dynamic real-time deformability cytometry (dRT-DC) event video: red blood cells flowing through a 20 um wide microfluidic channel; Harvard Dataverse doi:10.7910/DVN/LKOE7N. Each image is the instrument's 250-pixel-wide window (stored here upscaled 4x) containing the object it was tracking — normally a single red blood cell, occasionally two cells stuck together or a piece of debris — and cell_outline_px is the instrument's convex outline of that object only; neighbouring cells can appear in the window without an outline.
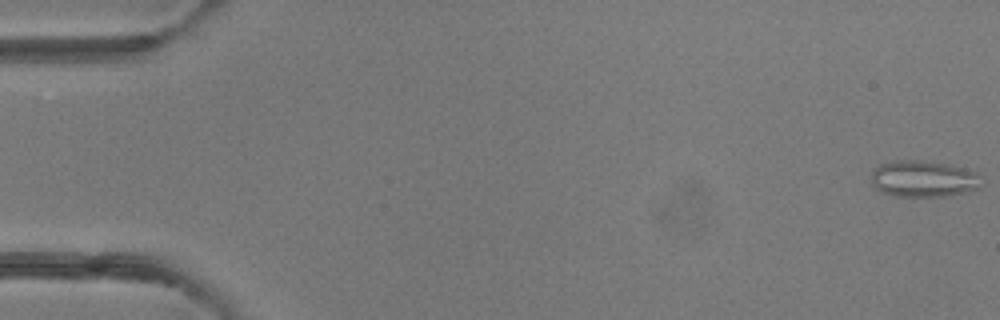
{"species": "common noctule bat (a hibernating species)", "species_latin": "Nyctalus noctula", "temperature_condition": "room temperature", "stored_images_in_passage": 5, "camera_frame_rate_fps": 3000, "um_per_image_px": 0.085, "animal": {"sex": "female"}, "frame": {"image": 1, "passage_image": 1, "time_ms": 0.0, "image_size_px": [1000, 320], "cell_outline_px": [[980, 188], [972, 192], [944, 196], [896, 196], [880, 192], [872, 184], [872, 172], [880, 164], [896, 160], [916, 160], [948, 164], [964, 168], [976, 172]], "centroid_in_image_um": [78.48, 15.21], "position_along_channel_um": 6.5, "area_um2": 23.35}}
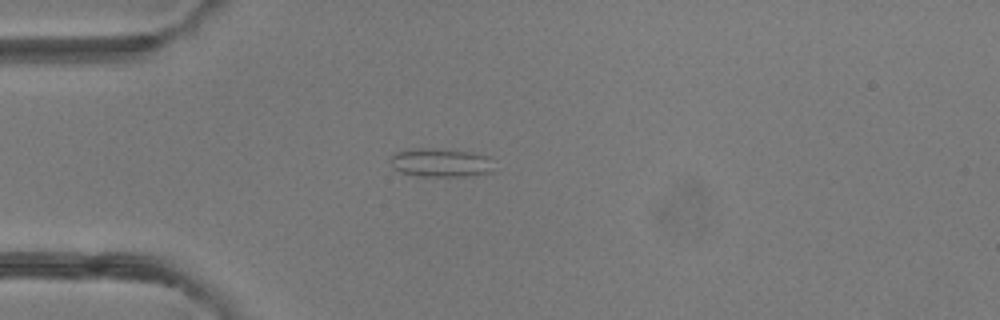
{"frame": {"image": 2, "passage_image": 5, "time_ms": 4.333, "image_size_px": [1000, 320], "cell_outline_px": [[492, 172], [464, 176], [416, 176], [400, 172], [392, 164], [392, 156], [396, 152], [412, 148], [432, 148], [468, 152], [488, 156]], "centroid_in_image_um": [37.42, 13.82], "position_along_channel_um": 47.6, "area_um2": 16.88}}